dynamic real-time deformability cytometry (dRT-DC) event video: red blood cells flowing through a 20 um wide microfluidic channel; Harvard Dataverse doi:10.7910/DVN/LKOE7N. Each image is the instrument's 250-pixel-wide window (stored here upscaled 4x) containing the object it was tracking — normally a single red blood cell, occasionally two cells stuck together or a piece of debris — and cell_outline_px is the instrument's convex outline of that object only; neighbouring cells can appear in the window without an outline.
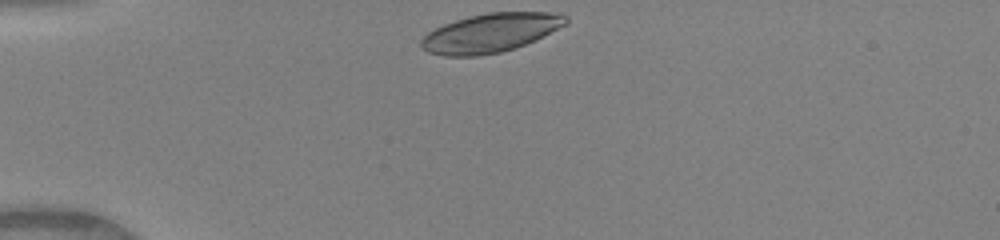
{"species": "human", "species_latin": "Homo sapiens", "temperature_condition": "warm", "stored_images_in_passage": 32, "camera_frame_rate_fps": 3000, "um_per_image_px": 0.085, "donor": {"sex": "female"}, "frame": {"image": 1, "passage_image": 1, "time_ms": 0.0, "image_size_px": [1000, 240], "cell_outline_px": [[568, 24], [524, 44], [500, 52], [476, 56], [444, 56], [428, 52], [420, 48], [420, 40], [428, 32], [444, 24], [468, 16], [488, 12], [560, 12], [568, 16]], "centroid_in_image_um": [41.69, 2.78], "position_along_channel_um": 43.3, "area_um2": 32.71}}
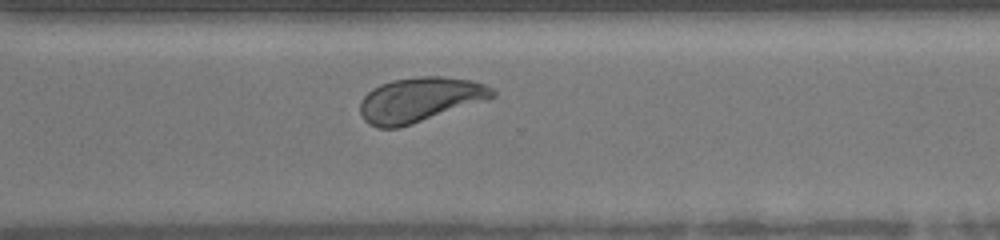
{"frame": {"image": 2, "passage_image": 25, "time_ms": 8.0, "image_size_px": [1000, 240], "cell_outline_px": [[496, 96], [488, 100], [400, 128], [376, 128], [368, 124], [364, 120], [360, 112], [360, 100], [372, 88], [380, 84], [392, 80], [416, 76], [444, 76], [472, 80], [484, 84], [492, 88], [496, 92]], "centroid_in_image_um": [35.68, 8.47], "position_along_channel_um": 334.9, "area_um2": 34.91}}
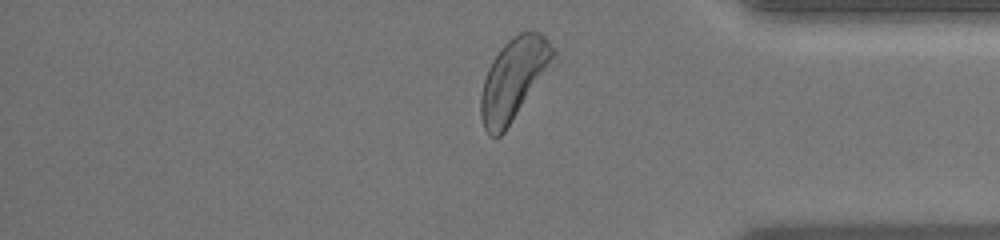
{"frame": {"image": 3, "passage_image": 30, "time_ms": 9.667, "image_size_px": [1000, 240], "cell_outline_px": [[556, 56], [504, 132], [500, 136], [488, 136], [484, 128], [480, 116], [480, 96], [484, 80], [488, 68], [492, 60], [500, 48], [512, 36], [520, 32], [540, 32], [556, 48]], "centroid_in_image_um": [43.63, 6.7], "position_along_channel_um": 391.6, "area_um2": 33.81}, "authors_computed_cell_mechanics": {"area_um2": 34.0442, "velocity_mm_per_s": 4.095, "shape_relaxation_time_tau1_ms": 2.1351, "shape_relaxation_time_tau2_ms": 0.8456, "deformation_change_tau1": 0.1227, "deformation_change_tau2": 0.0539}}